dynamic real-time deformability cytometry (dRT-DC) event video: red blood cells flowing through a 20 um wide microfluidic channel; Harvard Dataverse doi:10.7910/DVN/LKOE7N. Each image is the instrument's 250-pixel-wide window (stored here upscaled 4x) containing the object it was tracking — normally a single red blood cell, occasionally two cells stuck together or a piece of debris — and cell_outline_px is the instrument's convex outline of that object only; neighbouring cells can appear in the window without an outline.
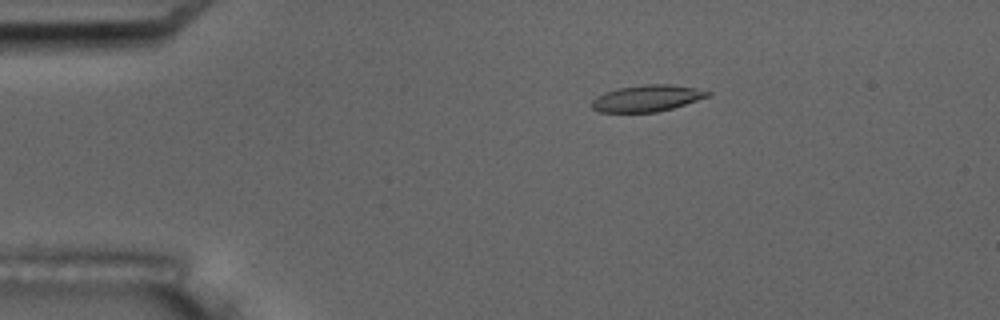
{"species": "common noctule bat (a hibernating species)", "species_latin": "Nyctalus noctula", "temperature_condition": "room temperature", "stored_images_in_passage": 6, "camera_frame_rate_fps": 3000, "um_per_image_px": 0.085, "animal": {"sex": "male", "body_mass_g": 17.5, "forearm_length_mm": 52.3}, "frame": {"image": 1, "passage_image": 2, "time_ms": 1.0, "image_size_px": [1000, 320], "cell_outline_px": [[712, 92], [708, 96], [672, 108], [656, 112], [600, 112], [592, 108], [592, 100], [596, 96], [604, 92], [620, 88], [644, 84], [672, 84]], "centroid_in_image_um": [54.94, 8.35], "position_along_channel_um": 30.1, "area_um2": 17.63}}